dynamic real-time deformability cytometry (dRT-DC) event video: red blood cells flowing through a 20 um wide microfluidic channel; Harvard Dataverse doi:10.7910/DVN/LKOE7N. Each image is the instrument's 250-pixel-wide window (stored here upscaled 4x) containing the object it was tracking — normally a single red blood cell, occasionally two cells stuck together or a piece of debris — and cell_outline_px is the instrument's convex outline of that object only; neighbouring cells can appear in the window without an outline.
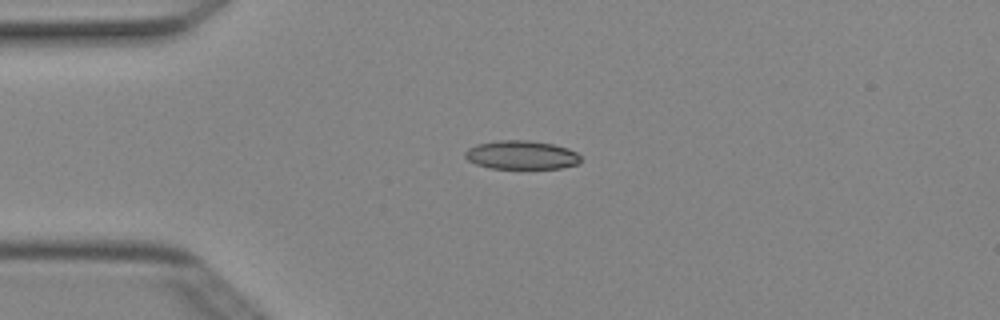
{"species": "Egyptian fruit bat (a non-hibernating species)", "species_latin": "Rousettus aegyptiacus", "temperature_condition": "cold", "stored_images_in_passage": 4, "camera_frame_rate_fps": 3000, "um_per_image_px": 0.085, "animal": {"sex": "female"}, "frame": {"image": 1, "passage_image": 3, "time_ms": 0.667, "image_size_px": [1000, 320], "cell_outline_px": [[580, 160], [576, 164], [560, 168], [488, 168], [476, 164], [468, 160], [464, 156], [464, 152], [468, 148], [476, 144], [496, 140], [528, 140], [552, 144], [568, 148], [576, 152], [580, 156]], "centroid_in_image_um": [44.28, 13.16], "position_along_channel_um": 40.7, "area_um2": 19.31}}